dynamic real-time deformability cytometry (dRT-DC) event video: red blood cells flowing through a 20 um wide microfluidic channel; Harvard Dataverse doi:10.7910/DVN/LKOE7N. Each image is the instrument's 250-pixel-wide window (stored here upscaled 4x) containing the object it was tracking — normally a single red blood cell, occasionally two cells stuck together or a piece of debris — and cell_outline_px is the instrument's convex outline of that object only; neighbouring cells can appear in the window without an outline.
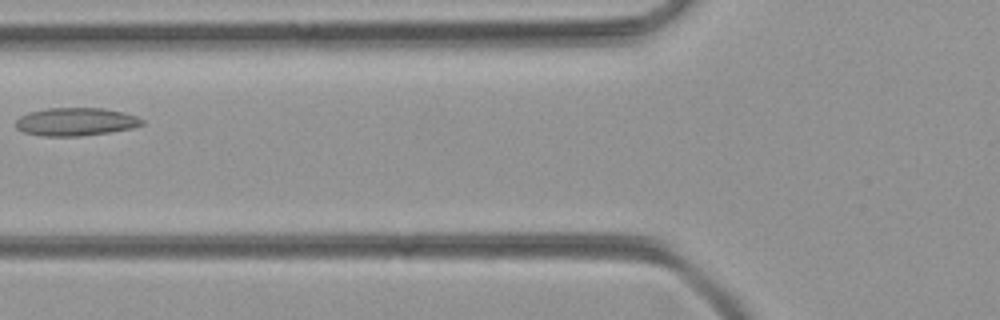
{"species": "common noctule bat (a hibernating species)", "species_latin": "Nyctalus noctula", "temperature_condition": "room temperature", "stored_images_in_passage": 6, "camera_frame_rate_fps": 3000, "um_per_image_px": 0.085, "animal": {"sex": "female", "body_mass_g": 21.9}, "frame": {"image": 1, "passage_image": 6, "time_ms": 1.667, "image_size_px": [1000, 320], "cell_outline_px": [[144, 124], [132, 128], [108, 132], [80, 136], [44, 136], [24, 132], [16, 128], [16, 120], [20, 116], [28, 112], [48, 108], [104, 108], [124, 112], [136, 116], [144, 120]], "centroid_in_image_um": [6.44, 10.34], "position_along_channel_um": 119.4, "area_um2": 20.63}}